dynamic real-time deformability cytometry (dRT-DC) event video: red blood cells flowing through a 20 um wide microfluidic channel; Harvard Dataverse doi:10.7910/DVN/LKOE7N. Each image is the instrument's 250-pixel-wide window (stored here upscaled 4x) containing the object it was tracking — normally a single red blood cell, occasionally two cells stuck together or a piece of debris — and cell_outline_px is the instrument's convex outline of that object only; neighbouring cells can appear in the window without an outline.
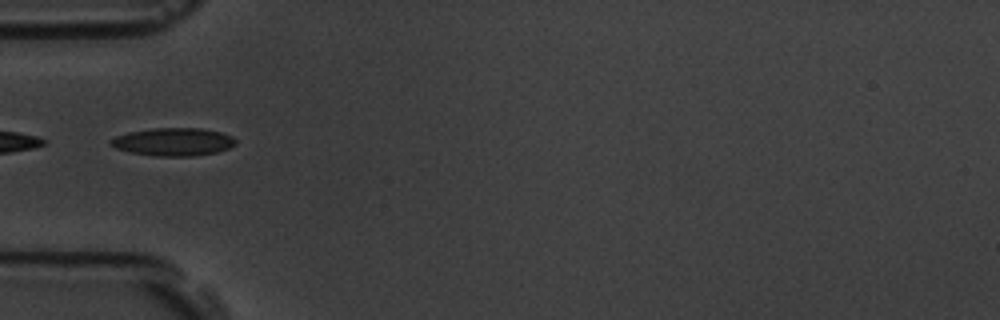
{"species": "common noctule bat (a hibernating species)", "species_latin": "Nyctalus noctula", "temperature_condition": "room temperature", "stored_images_in_passage": 2, "camera_frame_rate_fps": 3000, "um_per_image_px": 0.085, "animal": {"sex": "male", "body_mass_g": 19.5, "forearm_length_mm": 54.6}, "frame": {"image": 1, "passage_image": 1, "time_ms": 0.0, "image_size_px": [1000, 320], "cell_outline_px": [[236, 144], [228, 148], [216, 152], [196, 156], [156, 156], [132, 152], [116, 148], [108, 144], [108, 140], [116, 136], [128, 132], [152, 128], [200, 128], [220, 132], [232, 136], [236, 140]], "centroid_in_image_um": [14.72, 12.05], "position_along_channel_um": 70.3, "area_um2": 20.35}}
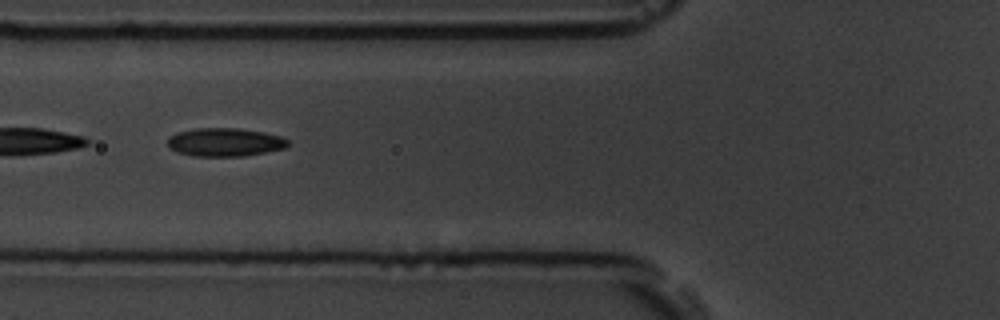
{"frame": {"image": 2, "passage_image": 2, "time_ms": 0.333, "image_size_px": [1000, 320], "cell_outline_px": [[288, 144], [284, 148], [244, 156], [192, 156], [176, 152], [168, 148], [168, 136], [176, 132], [196, 128], [240, 128], [264, 132], [280, 136], [288, 140]], "centroid_in_image_um": [19.06, 12.08], "position_along_channel_um": 106.7, "area_um2": 20.0}}